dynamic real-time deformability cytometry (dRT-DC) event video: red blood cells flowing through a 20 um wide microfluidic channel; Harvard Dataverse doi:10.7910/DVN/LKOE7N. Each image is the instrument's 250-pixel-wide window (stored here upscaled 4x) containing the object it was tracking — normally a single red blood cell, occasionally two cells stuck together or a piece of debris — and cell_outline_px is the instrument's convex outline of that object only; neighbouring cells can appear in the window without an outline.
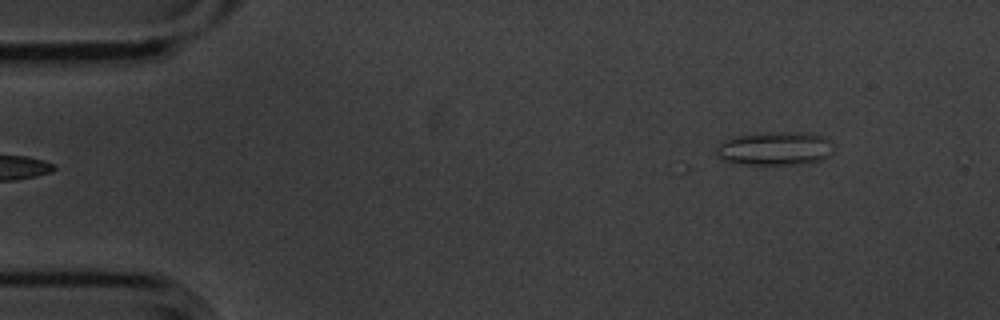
{"species": "common noctule bat (a hibernating species)", "species_latin": "Nyctalus noctula", "temperature_condition": "cold", "stored_images_in_passage": 6, "camera_frame_rate_fps": 3000, "um_per_image_px": 0.085, "animal": {"sex": "male", "body_mass_g": 20.1, "forearm_length_mm": 53.5}, "frame": {"image": 1, "passage_image": 6, "time_ms": 1.667, "image_size_px": [1000, 320], "cell_outline_px": [[832, 152], [828, 156], [820, 160], [796, 164], [732, 164], [724, 160], [716, 152], [720, 140], [736, 136], [756, 132], [800, 132], [820, 136], [828, 140]], "centroid_in_image_um": [65.78, 12.61], "position_along_channel_um": 19.2, "area_um2": 22.83}}